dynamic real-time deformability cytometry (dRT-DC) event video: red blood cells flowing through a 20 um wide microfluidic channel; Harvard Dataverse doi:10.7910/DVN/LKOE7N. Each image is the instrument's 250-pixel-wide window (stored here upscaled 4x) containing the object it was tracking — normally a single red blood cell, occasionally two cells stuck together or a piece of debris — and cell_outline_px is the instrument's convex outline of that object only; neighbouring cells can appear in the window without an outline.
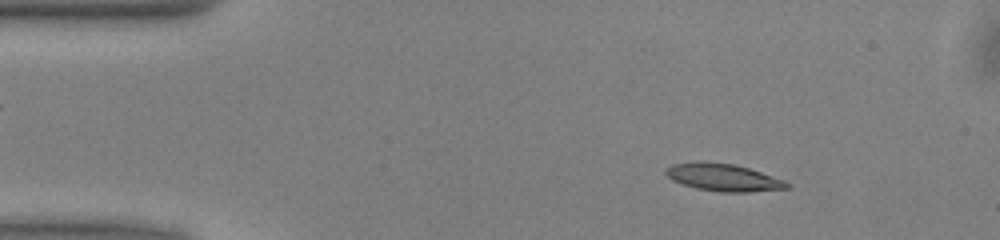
{"species": "common noctule bat (a hibernating species)", "species_latin": "Nyctalus noctula", "temperature_condition": "warm", "stored_images_in_passage": 49, "camera_frame_rate_fps": 3000, "um_per_image_px": 0.085, "animal": {"sex": "male", "body_mass_g": 13.0, "forearm_length_mm": 53.1}, "frame": {"image": 1, "passage_image": 6, "time_ms": 1.667, "image_size_px": [1000, 240], "cell_outline_px": [[792, 184], [788, 188], [748, 192], [720, 192], [696, 188], [672, 180], [664, 172], [664, 168], [672, 164], [700, 160], [704, 160], [736, 164], [784, 180]], "centroid_in_image_um": [61.44, 15.06], "position_along_channel_um": 23.6, "area_um2": 19.54}}
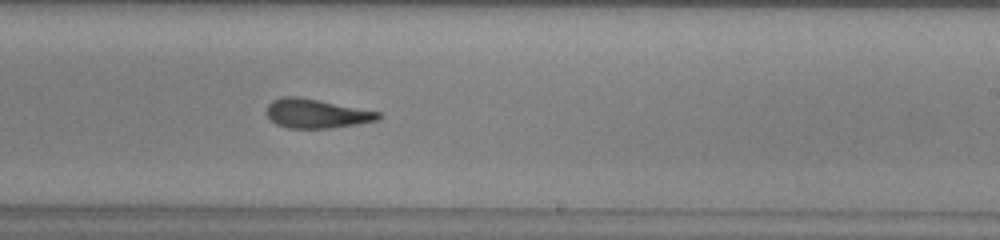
{"frame": {"image": 2, "passage_image": 29, "time_ms": 9.333, "image_size_px": [1000, 240], "cell_outline_px": [[384, 116], [380, 120], [356, 124], [328, 128], [288, 128], [276, 124], [268, 116], [268, 104], [272, 100], [284, 96], [296, 96], [320, 100], [380, 112]], "centroid_in_image_um": [26.93, 9.65], "position_along_channel_um": 262.1, "area_um2": 18.9}}
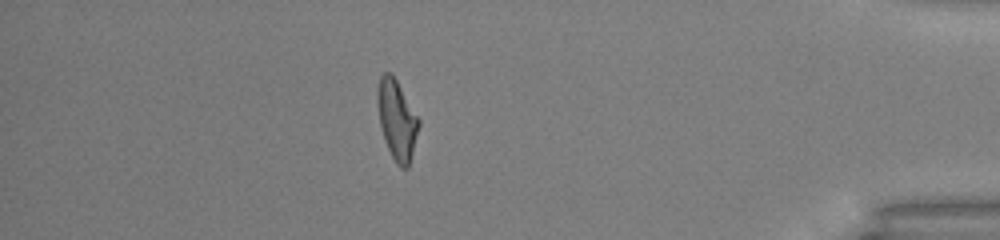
{"frame": {"image": 3, "passage_image": 43, "time_ms": 14.0, "image_size_px": [1000, 240], "cell_outline_px": [[420, 124], [408, 168], [400, 168], [396, 164], [388, 148], [380, 124], [376, 100], [376, 92], [380, 76], [384, 72], [392, 72], [420, 120]], "centroid_in_image_um": [33.73, 10.15], "position_along_channel_um": 401.5, "area_um2": 19.13}, "authors_computed_cell_mechanics": {"area_um2": 19.1318, "velocity_mm_per_s": 4.0175, "shape_relaxation_time_tau1_ms": 7.3772, "shape_relaxation_time_tau2_ms": 2.4293, "deformation_change_tau1": 0.2379, "deformation_change_tau2": 0.1317}}